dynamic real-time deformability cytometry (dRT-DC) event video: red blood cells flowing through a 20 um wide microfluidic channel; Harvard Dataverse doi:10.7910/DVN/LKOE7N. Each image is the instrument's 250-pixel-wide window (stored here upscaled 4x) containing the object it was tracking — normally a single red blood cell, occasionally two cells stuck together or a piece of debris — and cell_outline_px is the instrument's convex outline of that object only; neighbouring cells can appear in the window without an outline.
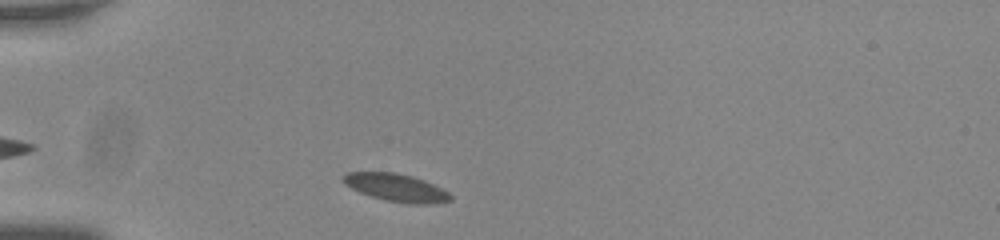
{"species": "common noctule bat (a hibernating species)", "species_latin": "Nyctalus noctula", "temperature_condition": "room temperature", "stored_images_in_passage": 32, "camera_frame_rate_fps": 3000, "um_per_image_px": 0.085, "animal": {"sex": "male", "body_mass_g": 20.0, "forearm_length_mm": 53.3}, "frame": {"image": 1, "passage_image": 3, "time_ms": 0.667, "image_size_px": [1000, 240], "cell_outline_px": [[452, 200], [432, 204], [412, 204], [384, 200], [360, 192], [344, 184], [344, 176], [348, 172], [396, 172], [412, 176], [424, 180], [448, 192], [452, 196]], "centroid_in_image_um": [33.7, 15.95], "position_along_channel_um": 51.3, "area_um2": 17.17}}
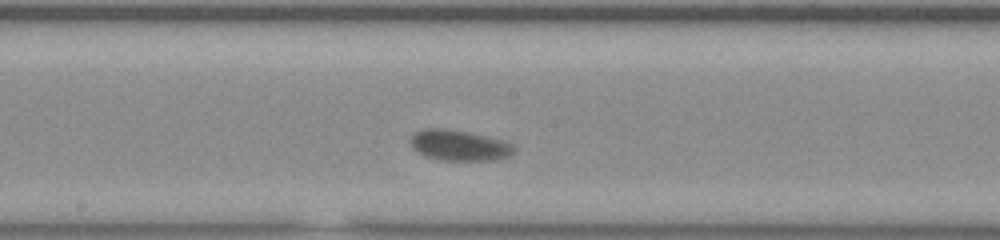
{"frame": {"image": 2, "passage_image": 18, "time_ms": 5.667, "image_size_px": [1000, 240], "cell_outline_px": [[516, 148], [508, 156], [496, 160], [444, 160], [428, 156], [412, 148], [412, 136], [416, 132], [428, 128], [444, 128], [468, 132], [504, 140], [512, 144]], "centroid_in_image_um": [39.08, 12.35], "position_along_channel_um": 209.1, "area_um2": 18.15}}
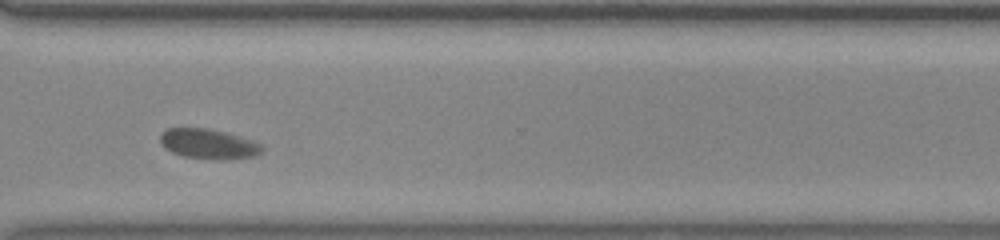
{"frame": {"image": 3, "passage_image": 30, "time_ms": 9.667, "image_size_px": [1000, 240], "cell_outline_px": [[264, 152], [252, 156], [228, 160], [212, 160], [184, 156], [172, 152], [164, 148], [160, 140], [160, 136], [168, 128], [208, 128], [224, 132], [252, 140], [260, 144], [264, 148]], "centroid_in_image_um": [17.74, 12.25], "position_along_channel_um": 352.9, "area_um2": 17.8}, "authors_computed_cell_mechanics": {"area_um2": 17.6001, "velocity_mm_per_s": 3.5771, "shape_relaxation_time_tau1_ms": 2.7923, "shape_relaxation_time_tau2_ms": null, "deformation_change_tau1": 0.0808, "deformation_change_tau2": null}}